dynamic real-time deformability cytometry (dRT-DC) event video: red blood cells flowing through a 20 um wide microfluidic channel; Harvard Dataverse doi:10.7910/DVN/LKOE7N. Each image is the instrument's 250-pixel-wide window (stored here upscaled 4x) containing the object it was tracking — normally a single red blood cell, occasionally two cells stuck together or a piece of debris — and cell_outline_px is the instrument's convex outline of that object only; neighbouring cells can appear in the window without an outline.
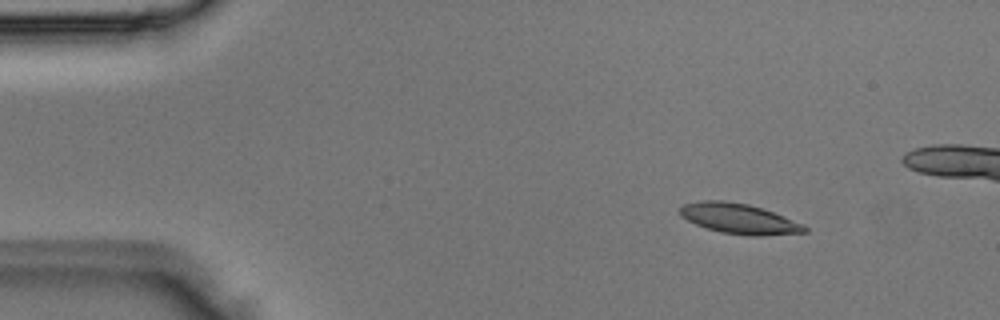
{"species": "Egyptian fruit bat (a non-hibernating species)", "species_latin": "Rousettus aegyptiacus", "temperature_condition": "room temperature", "stored_images_in_passage": 4, "camera_frame_rate_fps": 3000, "um_per_image_px": 0.085, "animal": {"sex": "male"}, "frame": {"image": 1, "passage_image": 1, "time_ms": 0.0, "image_size_px": [1000, 320], "cell_outline_px": [[808, 232], [760, 236], [748, 236], [720, 232], [696, 224], [680, 216], [680, 208], [684, 204], [704, 200], [724, 200], [748, 204], [784, 216], [804, 224], [808, 228]], "centroid_in_image_um": [62.84, 18.59], "position_along_channel_um": 22.2, "area_um2": 21.91}}
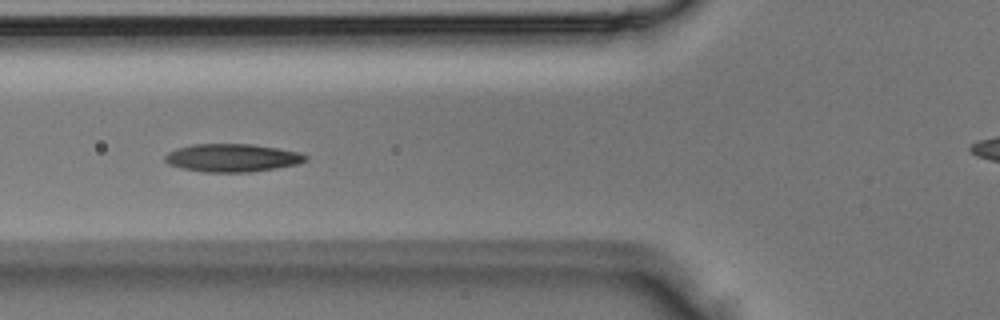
{"frame": {"image": 2, "passage_image": 4, "time_ms": 1.0, "image_size_px": [1000, 320], "cell_outline_px": [[308, 160], [296, 164], [276, 168], [252, 172], [204, 172], [184, 168], [168, 164], [164, 160], [164, 156], [168, 152], [176, 148], [192, 144], [252, 144], [300, 152], [308, 156]], "centroid_in_image_um": [19.73, 13.41], "position_along_channel_um": 106.1, "area_um2": 22.95}}